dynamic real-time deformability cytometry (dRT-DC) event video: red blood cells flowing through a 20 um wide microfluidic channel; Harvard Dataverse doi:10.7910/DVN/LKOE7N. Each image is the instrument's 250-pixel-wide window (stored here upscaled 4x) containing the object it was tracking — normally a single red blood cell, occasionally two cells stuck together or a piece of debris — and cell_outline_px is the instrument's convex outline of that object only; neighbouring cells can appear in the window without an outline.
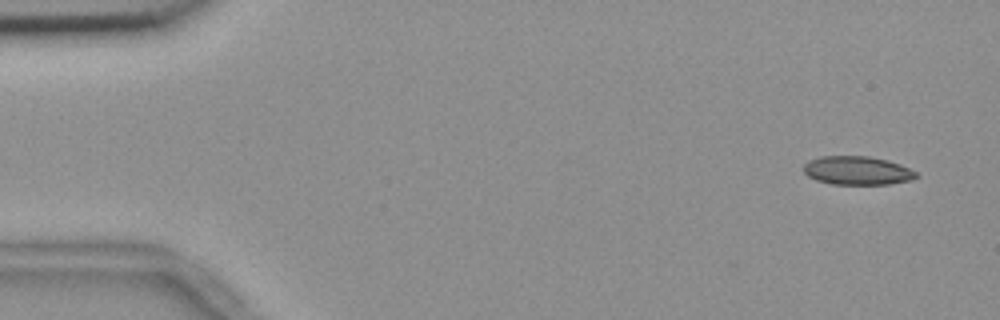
{"species": "common noctule bat (a hibernating species)", "species_latin": "Nyctalus noctula", "temperature_condition": "room temperature", "stored_images_in_passage": 3, "camera_frame_rate_fps": 3000, "um_per_image_px": 0.085, "animal": {"sex": "female", "body_mass_g": 18.4}, "frame": {"image": 1, "passage_image": 1, "time_ms": 0.0, "image_size_px": [1000, 320], "cell_outline_px": [[920, 176], [912, 180], [888, 184], [832, 184], [816, 180], [808, 176], [804, 172], [804, 164], [808, 160], [820, 156], [868, 156], [888, 160], [900, 164], [916, 172]], "centroid_in_image_um": [72.87, 14.49], "position_along_channel_um": 12.1, "area_um2": 18.84}}
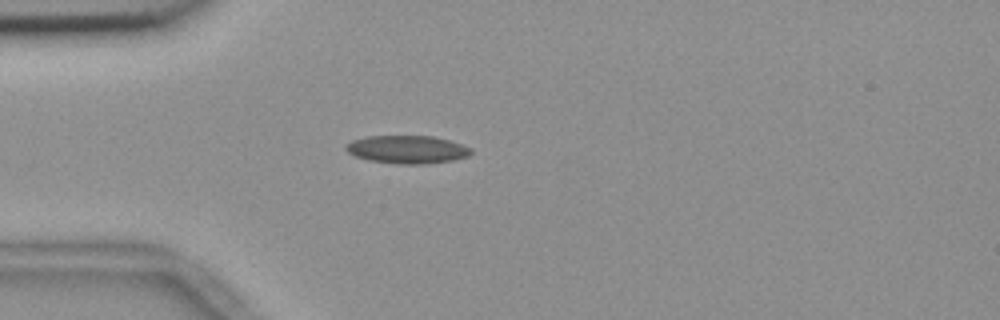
{"frame": {"image": 2, "passage_image": 3, "time_ms": 0.667, "image_size_px": [1000, 320], "cell_outline_px": [[472, 152], [468, 156], [452, 160], [424, 164], [400, 164], [368, 160], [356, 156], [348, 152], [344, 148], [344, 144], [352, 140], [368, 136], [432, 136], [448, 140], [472, 148]], "centroid_in_image_um": [34.58, 12.7], "position_along_channel_um": 50.4, "area_um2": 20.35}}